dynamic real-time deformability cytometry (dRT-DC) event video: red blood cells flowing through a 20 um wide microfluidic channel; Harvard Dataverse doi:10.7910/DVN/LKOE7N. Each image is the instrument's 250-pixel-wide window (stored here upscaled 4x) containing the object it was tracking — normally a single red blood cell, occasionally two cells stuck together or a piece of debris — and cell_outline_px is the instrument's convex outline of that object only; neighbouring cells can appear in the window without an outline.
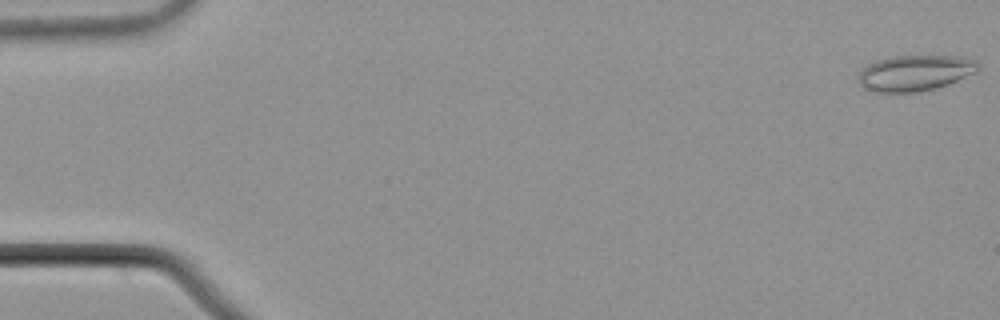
{"species": "common noctule bat (a hibernating species)", "species_latin": "Nyctalus noctula", "temperature_condition": "cold", "stored_images_in_passage": 55, "camera_frame_rate_fps": 3000, "um_per_image_px": 0.085, "animal": {"sex": "male", "body_mass_g": 21.5, "forearm_length_mm": 52.0}, "frame": {"image": 1, "passage_image": 1, "time_ms": 0.0, "image_size_px": [1000, 320], "cell_outline_px": [[980, 68], [976, 72], [948, 84], [936, 88], [916, 92], [876, 92], [864, 88], [860, 84], [860, 72], [868, 64], [876, 60], [892, 56], [956, 56], [976, 60], [980, 64]], "centroid_in_image_um": [77.8, 6.19], "position_along_channel_um": 7.2, "area_um2": 24.85}}
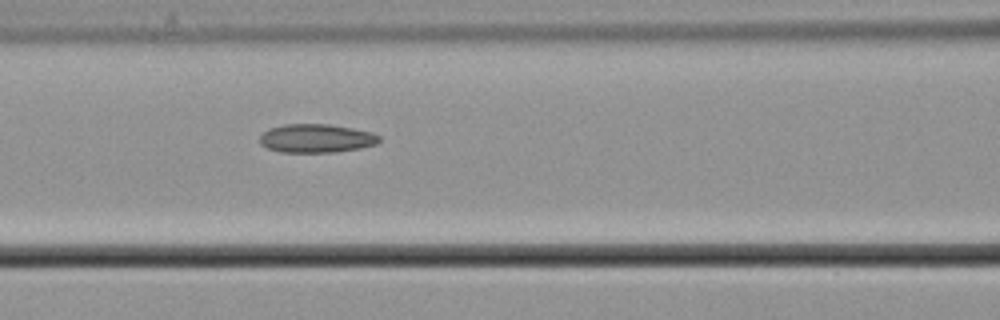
{"frame": {"image": 2, "passage_image": 24, "time_ms": 7.667, "image_size_px": [1000, 320], "cell_outline_px": [[380, 140], [376, 144], [360, 148], [336, 152], [280, 152], [268, 148], [260, 144], [260, 136], [268, 128], [284, 124], [328, 124], [352, 128], [372, 132], [380, 136]], "centroid_in_image_um": [26.88, 11.76], "position_along_channel_um": 139.7, "area_um2": 19.94}}
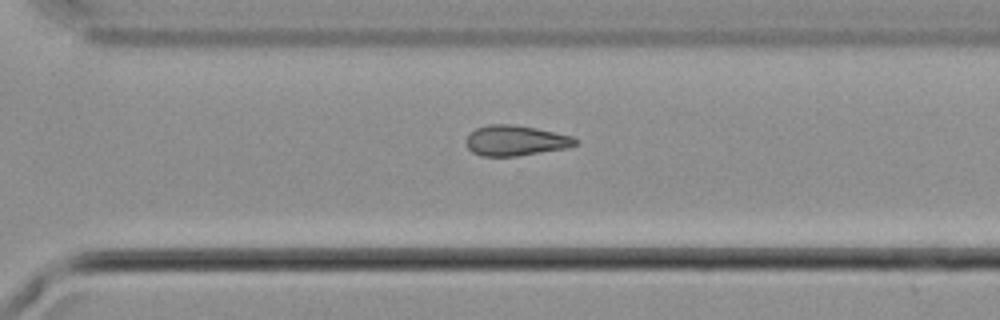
{"frame": {"image": 3, "passage_image": 39, "time_ms": 12.667, "image_size_px": [1000, 320], "cell_outline_px": [[580, 140], [576, 144], [568, 148], [516, 156], [480, 156], [472, 152], [468, 148], [468, 132], [476, 128], [488, 124], [512, 124], [536, 128], [572, 136]], "centroid_in_image_um": [43.83, 11.94], "position_along_channel_um": 326.8, "area_um2": 19.36}}